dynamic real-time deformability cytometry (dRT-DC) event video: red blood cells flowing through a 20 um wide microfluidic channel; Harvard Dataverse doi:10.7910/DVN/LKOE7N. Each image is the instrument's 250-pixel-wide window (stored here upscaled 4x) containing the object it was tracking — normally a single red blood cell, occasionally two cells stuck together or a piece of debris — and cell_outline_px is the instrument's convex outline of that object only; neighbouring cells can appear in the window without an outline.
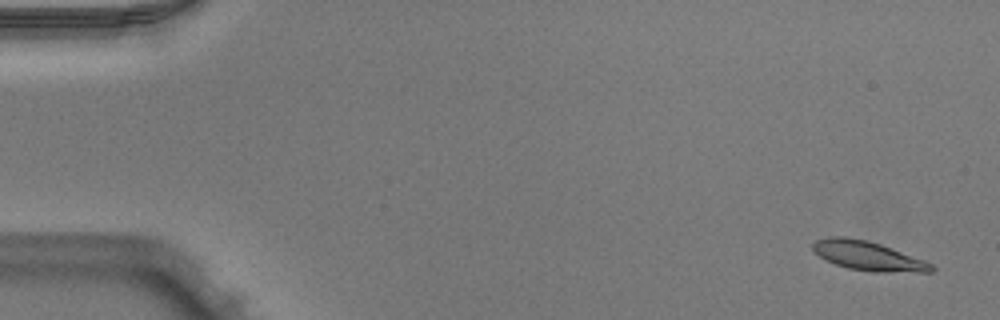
{"species": "Egyptian fruit bat (a non-hibernating species)", "species_latin": "Rousettus aegyptiacus", "temperature_condition": "warm", "stored_images_in_passage": 52, "camera_frame_rate_fps": 3000, "um_per_image_px": 0.085, "animal": {"sex": "male"}, "frame": {"image": 1, "passage_image": 3, "time_ms": 0.667, "image_size_px": [1000, 320], "cell_outline_px": [[936, 268], [932, 272], [872, 272], [848, 268], [836, 264], [820, 256], [812, 248], [812, 244], [816, 240], [828, 236], [844, 236], [868, 240], [880, 244], [924, 260], [932, 264]], "centroid_in_image_um": [73.79, 21.74], "position_along_channel_um": 11.2, "area_um2": 20.11}}
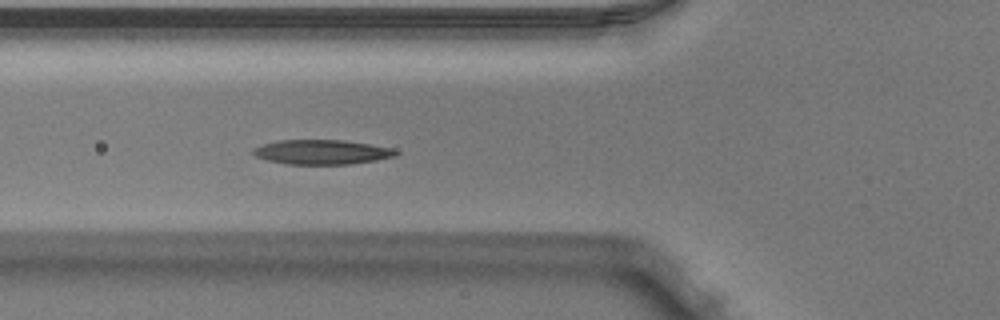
{"frame": {"image": 2, "passage_image": 20, "time_ms": 6.333, "image_size_px": [1000, 320], "cell_outline_px": [[400, 152], [396, 156], [376, 160], [352, 164], [288, 164], [268, 160], [256, 156], [252, 152], [256, 148], [264, 144], [280, 140], [344, 140], [392, 148]], "centroid_in_image_um": [27.41, 12.93], "position_along_channel_um": 98.4, "area_um2": 20.23}}
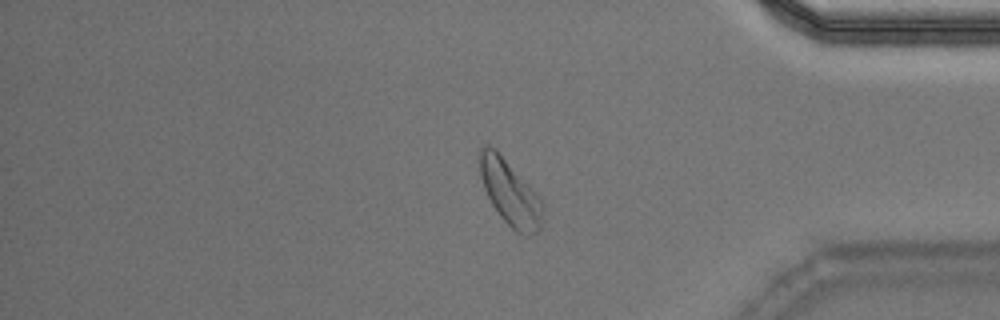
{"frame": {"image": 3, "passage_image": 44, "time_ms": 14.333, "image_size_px": [1000, 320], "cell_outline_px": [[544, 208], [540, 232], [516, 232], [500, 216], [492, 204], [484, 188], [480, 176], [480, 144], [488, 144], [496, 148], [540, 196]], "centroid_in_image_um": [43.35, 16.32], "position_along_channel_um": 391.8, "area_um2": 23.93}, "authors_computed_cell_mechanics": {"area_um2": 20.23, "velocity_mm_per_s": 3.9369, "shape_relaxation_time_tau1_ms": 4.9774, "shape_relaxation_time_tau2_ms": 3.6098, "deformation_change_tau1": 0.1517, "deformation_change_tau2": 0.1128}}